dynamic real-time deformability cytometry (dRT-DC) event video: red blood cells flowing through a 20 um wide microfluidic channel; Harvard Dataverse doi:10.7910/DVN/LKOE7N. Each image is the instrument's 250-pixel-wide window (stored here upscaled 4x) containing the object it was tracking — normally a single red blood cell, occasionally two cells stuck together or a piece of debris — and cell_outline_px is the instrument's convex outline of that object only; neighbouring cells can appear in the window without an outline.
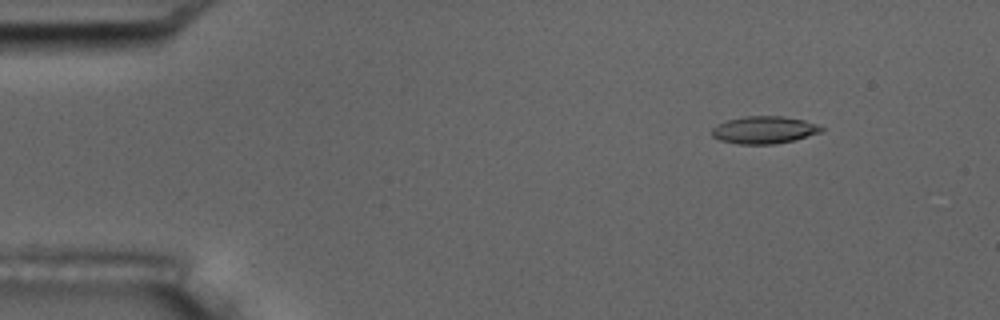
{"species": "common noctule bat (a hibernating species)", "species_latin": "Nyctalus noctula", "temperature_condition": "room temperature", "stored_images_in_passage": 5, "camera_frame_rate_fps": 3000, "um_per_image_px": 0.085, "animal": {"sex": "male", "body_mass_g": 17.5, "forearm_length_mm": 52.3}, "frame": {"image": 1, "passage_image": 2, "time_ms": 1.0, "image_size_px": [1000, 320], "cell_outline_px": [[824, 128], [820, 132], [792, 140], [776, 144], [736, 144], [720, 140], [712, 136], [712, 128], [716, 124], [728, 120], [744, 116], [784, 116], [804, 120], [816, 124]], "centroid_in_image_um": [64.91, 11.04], "position_along_channel_um": 20.1, "area_um2": 17.4}}